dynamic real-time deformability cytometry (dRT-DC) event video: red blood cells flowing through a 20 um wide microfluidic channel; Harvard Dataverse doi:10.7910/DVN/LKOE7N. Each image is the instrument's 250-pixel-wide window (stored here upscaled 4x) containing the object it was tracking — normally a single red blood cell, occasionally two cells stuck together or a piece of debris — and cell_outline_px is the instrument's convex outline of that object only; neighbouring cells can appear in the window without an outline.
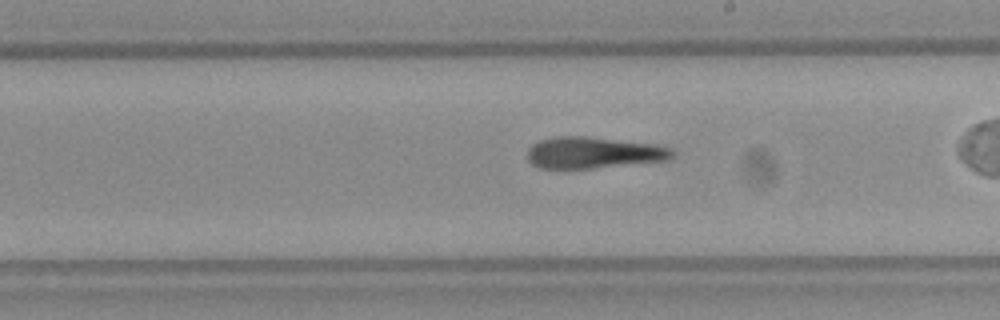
{"species": "Egyptian fruit bat (a non-hibernating species)", "species_latin": "Rousettus aegyptiacus", "temperature_condition": "warm", "stored_images_in_passage": 40, "camera_frame_rate_fps": 3000, "um_per_image_px": 0.085, "frame": {"image": 1, "passage_image": 29, "time_ms": 9.333, "image_size_px": [1000, 320], "cell_outline_px": [[676, 156], [668, 160], [592, 168], [540, 168], [532, 164], [528, 160], [528, 148], [532, 144], [540, 140], [556, 136], [588, 136], [656, 144], [672, 148], [676, 152]], "centroid_in_image_um": [50.48, 12.96], "position_along_channel_um": 238.5, "area_um2": 26.76}}
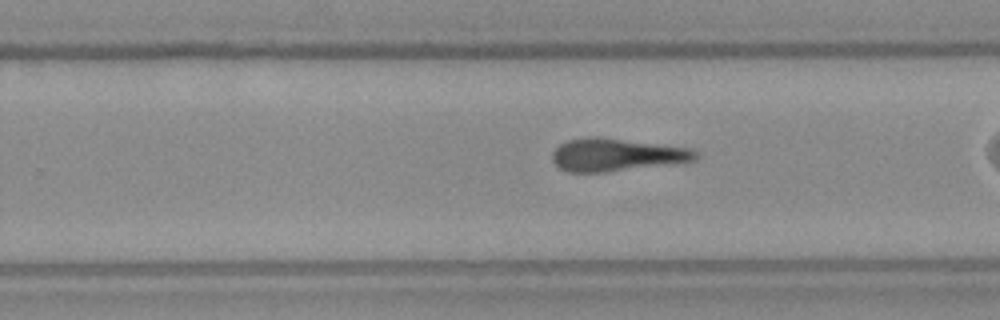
{"frame": {"image": 2, "passage_image": 32, "time_ms": 10.333, "image_size_px": [1000, 320], "cell_outline_px": [[700, 156], [696, 160], [672, 164], [608, 172], [568, 172], [560, 168], [552, 160], [552, 152], [560, 144], [568, 140], [588, 136], [600, 136], [692, 148]], "centroid_in_image_um": [52.42, 13.15], "position_along_channel_um": 277.4, "area_um2": 27.69}}